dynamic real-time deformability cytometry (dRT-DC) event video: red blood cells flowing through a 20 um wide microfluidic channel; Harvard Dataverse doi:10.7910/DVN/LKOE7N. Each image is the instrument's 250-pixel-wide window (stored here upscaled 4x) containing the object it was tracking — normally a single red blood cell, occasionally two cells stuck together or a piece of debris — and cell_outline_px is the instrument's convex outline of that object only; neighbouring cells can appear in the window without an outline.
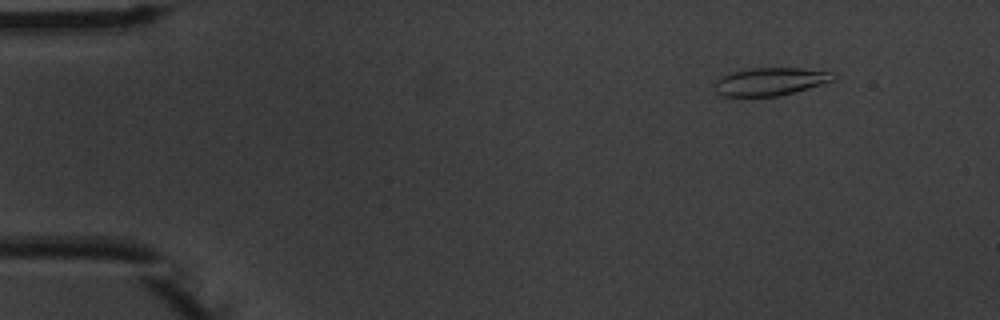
{"species": "common noctule bat (a hibernating species)", "species_latin": "Nyctalus noctula", "temperature_condition": "warm", "stored_images_in_passage": 5, "camera_frame_rate_fps": 3000, "um_per_image_px": 0.085, "animal": {"sex": "male", "body_mass_g": 20.1, "forearm_length_mm": 53.5}, "frame": {"image": 1, "passage_image": 2, "time_ms": 1.333, "image_size_px": [1000, 320], "cell_outline_px": [[836, 76], [832, 80], [820, 84], [780, 96], [720, 96], [716, 92], [716, 80], [732, 72], [752, 68], [800, 68], [832, 72]], "centroid_in_image_um": [65.46, 6.93], "position_along_channel_um": 19.5, "area_um2": 18.9}}